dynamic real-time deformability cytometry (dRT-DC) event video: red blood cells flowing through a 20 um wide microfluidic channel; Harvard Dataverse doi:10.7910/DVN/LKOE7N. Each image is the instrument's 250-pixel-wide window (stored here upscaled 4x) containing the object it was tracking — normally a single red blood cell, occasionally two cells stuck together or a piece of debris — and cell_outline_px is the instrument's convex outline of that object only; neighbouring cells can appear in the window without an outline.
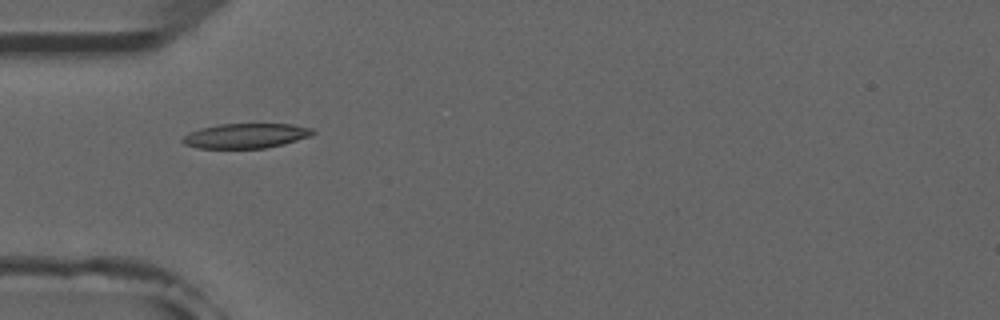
{"species": "common noctule bat (a hibernating species)", "species_latin": "Nyctalus noctula", "temperature_condition": "room temperature", "stored_images_in_passage": 7, "camera_frame_rate_fps": 3000, "um_per_image_px": 0.085, "animal": {"sex": "male", "forearm_length_mm": 52.5}, "frame": {"image": 1, "passage_image": 4, "time_ms": 4.333, "image_size_px": [1000, 320], "cell_outline_px": [[316, 132], [312, 136], [284, 144], [264, 148], [196, 148], [184, 144], [180, 140], [188, 132], [200, 128], [220, 124], [292, 124], [312, 128]], "centroid_in_image_um": [20.9, 11.54], "position_along_channel_um": 64.1, "area_um2": 18.96}}
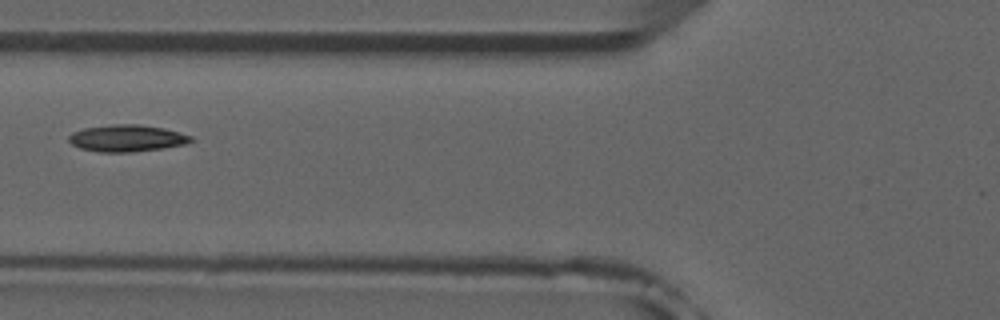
{"frame": {"image": 2, "passage_image": 5, "time_ms": 5.667, "image_size_px": [1000, 320], "cell_outline_px": [[192, 140], [184, 144], [164, 148], [132, 152], [100, 152], [80, 148], [72, 144], [68, 140], [68, 136], [72, 132], [84, 128], [112, 124], [140, 124], [164, 128], [192, 136]], "centroid_in_image_um": [10.76, 11.74], "position_along_channel_um": 115.0, "area_um2": 19.07}}
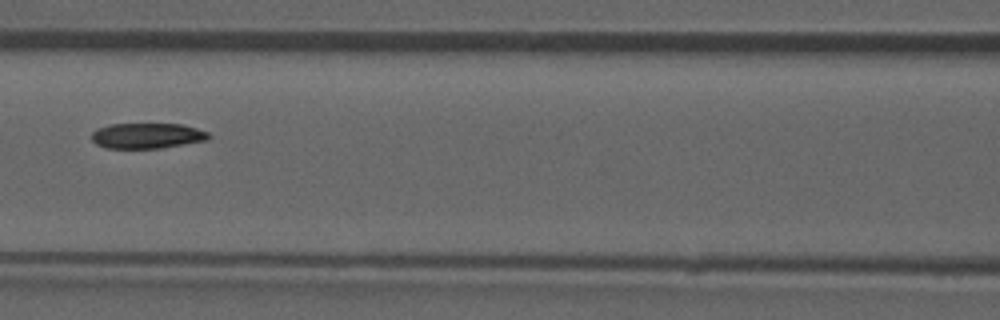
{"frame": {"image": 3, "passage_image": 6, "time_ms": 6.667, "image_size_px": [1000, 320], "cell_outline_px": [[212, 136], [208, 140], [160, 148], [104, 148], [96, 144], [92, 140], [92, 132], [96, 128], [108, 124], [180, 124], [196, 128], [208, 132]], "centroid_in_image_um": [12.49, 11.53], "position_along_channel_um": 154.1, "area_um2": 17.46}}